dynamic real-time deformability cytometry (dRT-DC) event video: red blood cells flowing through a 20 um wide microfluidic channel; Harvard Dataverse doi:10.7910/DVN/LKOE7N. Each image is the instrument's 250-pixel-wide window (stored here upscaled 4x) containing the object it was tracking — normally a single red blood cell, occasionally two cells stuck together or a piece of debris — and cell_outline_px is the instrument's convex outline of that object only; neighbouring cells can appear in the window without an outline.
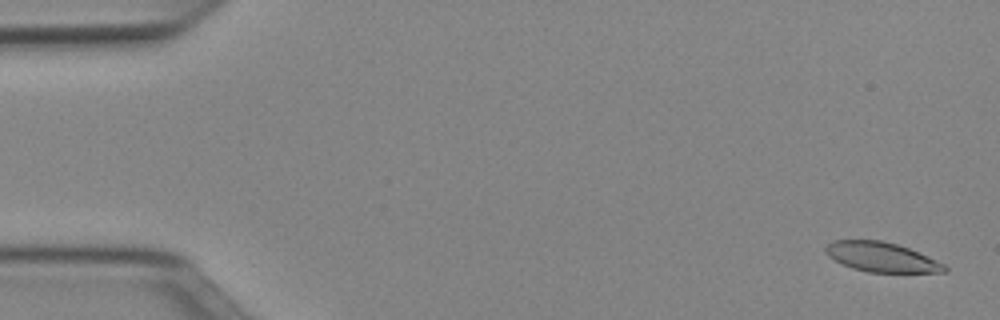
{"species": "Egyptian fruit bat (a non-hibernating species)", "species_latin": "Rousettus aegyptiacus", "temperature_condition": "cold", "stored_images_in_passage": 51, "camera_frame_rate_fps": 3000, "um_per_image_px": 0.085, "animal": {"sex": "female"}, "frame": {"image": 1, "passage_image": 2, "time_ms": 0.333, "image_size_px": [1000, 320], "cell_outline_px": [[948, 272], [868, 272], [852, 268], [828, 256], [824, 252], [824, 248], [832, 240], [880, 240], [896, 244], [908, 248], [936, 260], [944, 264], [948, 268]], "centroid_in_image_um": [74.91, 21.85], "position_along_channel_um": 10.1, "area_um2": 20.35}}
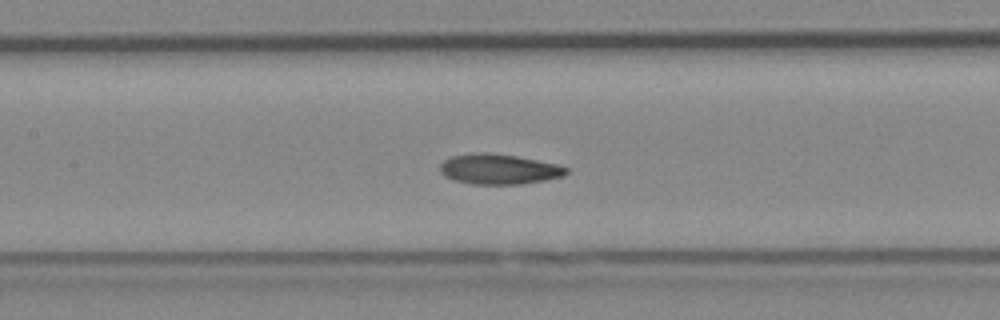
{"frame": {"image": 2, "passage_image": 24, "time_ms": 7.667, "image_size_px": [1000, 320], "cell_outline_px": [[568, 172], [564, 176], [544, 180], [520, 184], [472, 184], [452, 180], [444, 176], [440, 172], [440, 164], [444, 160], [452, 156], [472, 152], [492, 152], [516, 156], [556, 164], [568, 168]], "centroid_in_image_um": [42.36, 14.37], "position_along_channel_um": 165.0, "area_um2": 22.37}}
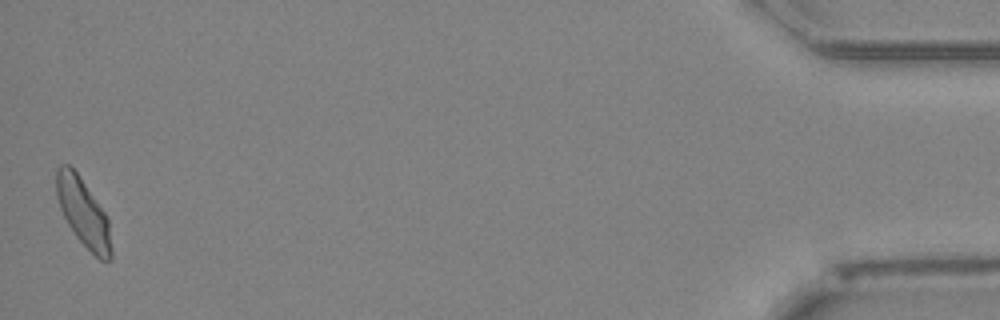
{"frame": {"image": 3, "passage_image": 51, "time_ms": 16.667, "image_size_px": [1000, 320], "cell_outline_px": [[112, 260], [100, 260], [76, 236], [68, 224], [60, 208], [56, 196], [56, 168], [60, 164], [68, 164], [76, 172], [104, 212], [108, 220], [112, 252]], "centroid_in_image_um": [7.06, 18.07], "position_along_channel_um": 428.1, "area_um2": 21.27}, "authors_computed_cell_mechanics": {"area_um2": 21.6172, "velocity_mm_per_s": 3.9474, "shape_relaxation_time_tau1_ms": 9.5883, "shape_relaxation_time_tau2_ms": 4.0455, "deformation_change_tau1": 0.1997, "deformation_change_tau2": 0.1089}}